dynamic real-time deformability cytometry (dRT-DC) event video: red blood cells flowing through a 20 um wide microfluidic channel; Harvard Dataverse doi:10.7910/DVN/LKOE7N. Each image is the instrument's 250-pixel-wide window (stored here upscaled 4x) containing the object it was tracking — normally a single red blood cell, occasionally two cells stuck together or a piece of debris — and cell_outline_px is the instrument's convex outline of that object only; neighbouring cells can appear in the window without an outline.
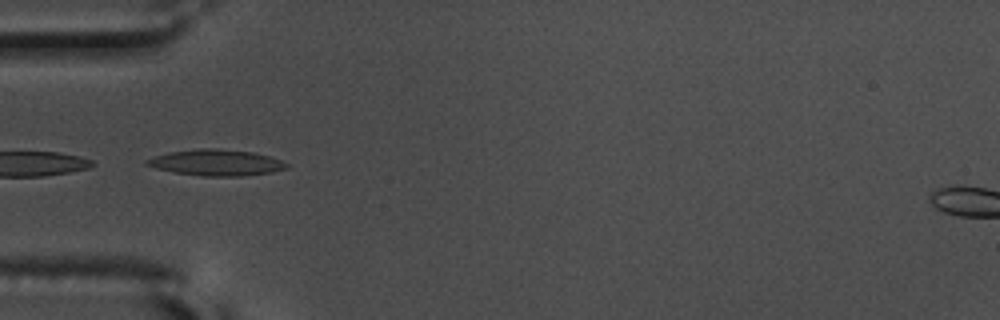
{"species": "common noctule bat (a hibernating species)", "species_latin": "Nyctalus noctula", "temperature_condition": "warm", "stored_images_in_passage": 3, "camera_frame_rate_fps": 3000, "um_per_image_px": 0.085, "animal": {"sex": "male", "body_mass_g": 17.5, "forearm_length_mm": 52.3}, "frame": {"image": 1, "passage_image": 1, "time_ms": 0.0, "image_size_px": [1000, 320], "cell_outline_px": [[288, 168], [272, 172], [244, 176], [200, 176], [176, 172], [156, 168], [144, 164], [144, 160], [168, 152], [200, 148], [220, 148], [252, 152], [268, 156], [280, 160], [288, 164]], "centroid_in_image_um": [18.37, 13.82], "position_along_channel_um": 66.6, "area_um2": 21.27}}